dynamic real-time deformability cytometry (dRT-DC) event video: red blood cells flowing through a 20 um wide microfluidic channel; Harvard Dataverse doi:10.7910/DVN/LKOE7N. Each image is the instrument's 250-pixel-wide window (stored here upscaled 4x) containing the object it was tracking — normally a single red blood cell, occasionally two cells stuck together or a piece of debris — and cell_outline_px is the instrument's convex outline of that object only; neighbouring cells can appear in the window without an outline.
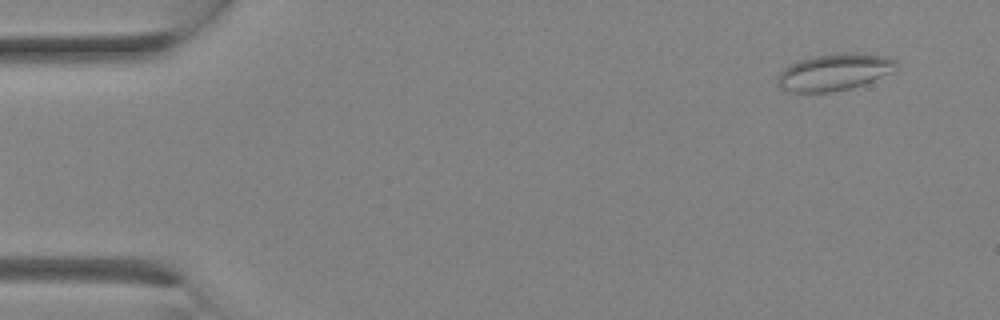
{"species": "Egyptian fruit bat (a non-hibernating species)", "species_latin": "Rousettus aegyptiacus", "temperature_condition": "room temperature", "stored_images_in_passage": 8, "camera_frame_rate_fps": 3000, "um_per_image_px": 0.085, "animal": {"sex": "female"}, "frame": {"image": 1, "passage_image": 2, "time_ms": 0.333, "image_size_px": [1000, 320], "cell_outline_px": [[896, 68], [892, 72], [864, 84], [852, 88], [832, 92], [792, 92], [780, 88], [776, 84], [776, 80], [780, 72], [784, 68], [796, 60], [816, 56], [844, 52], [864, 52], [884, 56], [896, 60]], "centroid_in_image_um": [70.9, 6.12], "position_along_channel_um": 14.1, "area_um2": 25.72}}